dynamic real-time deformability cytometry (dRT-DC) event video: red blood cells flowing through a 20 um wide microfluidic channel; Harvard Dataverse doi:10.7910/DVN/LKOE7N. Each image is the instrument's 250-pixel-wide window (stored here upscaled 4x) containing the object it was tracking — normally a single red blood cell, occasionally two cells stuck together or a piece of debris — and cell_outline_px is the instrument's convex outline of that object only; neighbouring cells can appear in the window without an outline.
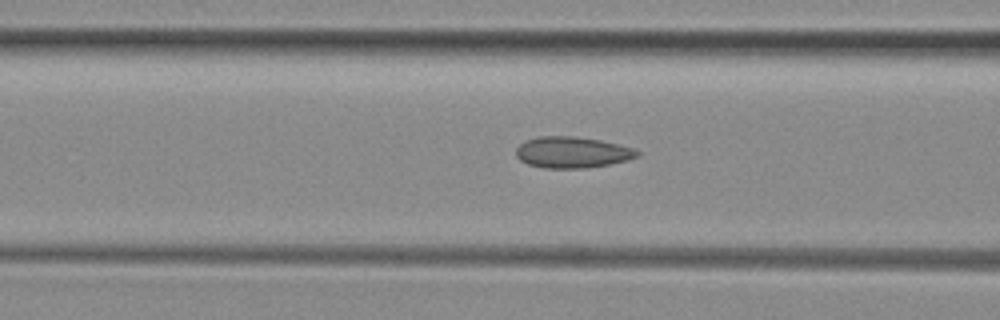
{"species": "common noctule bat (a hibernating species)", "species_latin": "Nyctalus noctula", "temperature_condition": "room temperature", "stored_images_in_passage": 20, "camera_frame_rate_fps": 3000, "um_per_image_px": 0.085, "animal": {"sex": "female", "body_mass_g": 29.2, "forearm_length_mm": 56.3}, "frame": {"image": 1, "passage_image": 5, "time_ms": 1.333, "image_size_px": [1000, 320], "cell_outline_px": [[640, 156], [628, 160], [588, 168], [544, 168], [528, 164], [520, 160], [516, 156], [516, 148], [524, 140], [536, 136], [576, 136], [600, 140], [632, 148], [640, 152]], "centroid_in_image_um": [48.61, 12.94], "position_along_channel_um": 118.0, "area_um2": 22.14}}
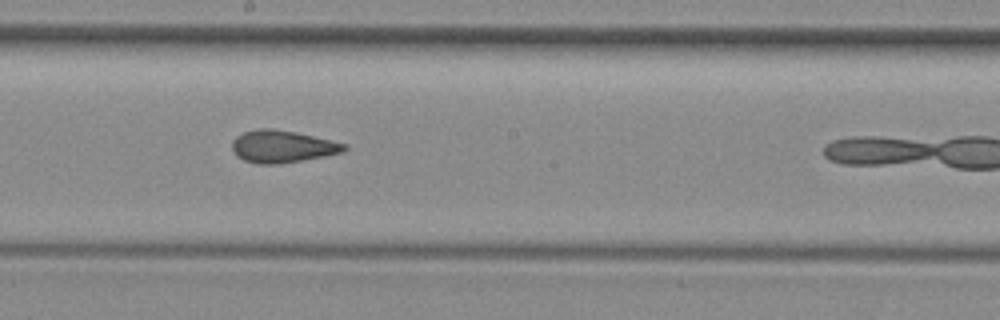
{"frame": {"image": 2, "passage_image": 13, "time_ms": 4.0, "image_size_px": [1000, 320], "cell_outline_px": [[348, 148], [344, 152], [324, 156], [280, 164], [256, 164], [244, 160], [236, 156], [232, 148], [232, 140], [236, 136], [244, 132], [260, 128], [272, 128], [296, 132], [348, 144]], "centroid_in_image_um": [23.99, 12.45], "position_along_channel_um": 224.2, "area_um2": 21.21}}
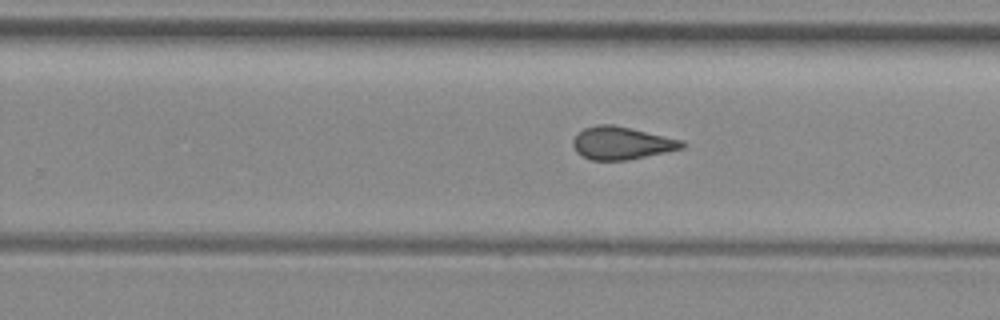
{"frame": {"image": 3, "passage_image": 17, "time_ms": 5.333, "image_size_px": [1000, 320], "cell_outline_px": [[684, 148], [628, 160], [592, 160], [576, 152], [572, 144], [572, 140], [584, 128], [596, 124], [612, 124], [684, 140]], "centroid_in_image_um": [52.84, 12.16], "position_along_channel_um": 277.0, "area_um2": 20.69}}